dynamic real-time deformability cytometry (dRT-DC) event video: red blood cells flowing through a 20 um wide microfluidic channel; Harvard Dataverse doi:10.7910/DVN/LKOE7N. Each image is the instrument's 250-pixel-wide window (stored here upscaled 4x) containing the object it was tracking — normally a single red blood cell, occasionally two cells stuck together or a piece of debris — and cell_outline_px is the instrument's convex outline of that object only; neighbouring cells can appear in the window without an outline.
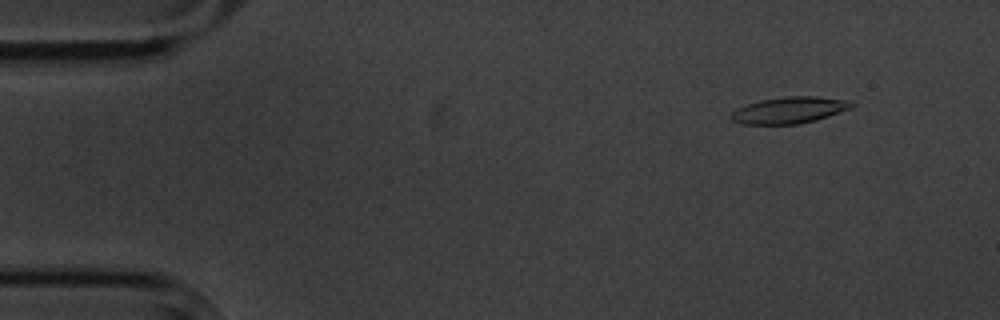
{"species": "common noctule bat (a hibernating species)", "species_latin": "Nyctalus noctula", "temperature_condition": "cold", "stored_images_in_passage": 5, "camera_frame_rate_fps": 3000, "um_per_image_px": 0.085, "animal": {"sex": "male", "body_mass_g": 20.1, "forearm_length_mm": 53.5}, "frame": {"image": 1, "passage_image": 2, "time_ms": 1.333, "image_size_px": [1000, 320], "cell_outline_px": [[852, 108], [816, 120], [796, 124], [740, 124], [732, 120], [732, 112], [736, 108], [760, 100], [788, 96], [816, 96], [852, 100]], "centroid_in_image_um": [67.11, 9.35], "position_along_channel_um": 17.9, "area_um2": 18.55}}
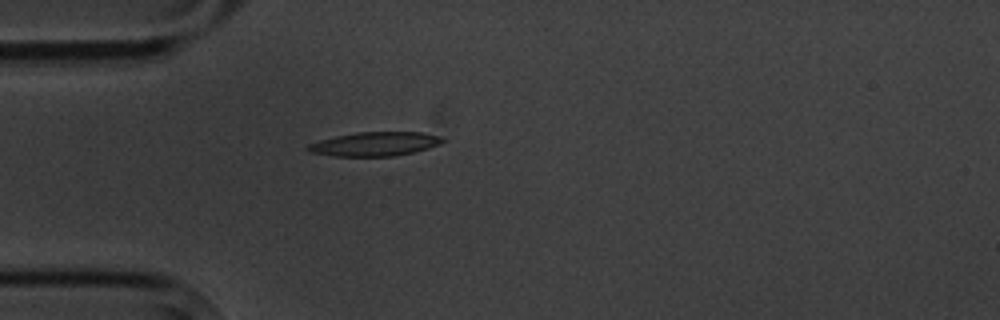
{"frame": {"image": 2, "passage_image": 5, "time_ms": 4.667, "image_size_px": [1000, 320], "cell_outline_px": [[448, 140], [440, 144], [428, 148], [412, 152], [392, 156], [336, 156], [308, 152], [304, 148], [308, 144], [320, 140], [336, 136], [356, 132], [420, 132], [440, 136]], "centroid_in_image_um": [31.85, 12.23], "position_along_channel_um": 53.1, "area_um2": 18.84}}